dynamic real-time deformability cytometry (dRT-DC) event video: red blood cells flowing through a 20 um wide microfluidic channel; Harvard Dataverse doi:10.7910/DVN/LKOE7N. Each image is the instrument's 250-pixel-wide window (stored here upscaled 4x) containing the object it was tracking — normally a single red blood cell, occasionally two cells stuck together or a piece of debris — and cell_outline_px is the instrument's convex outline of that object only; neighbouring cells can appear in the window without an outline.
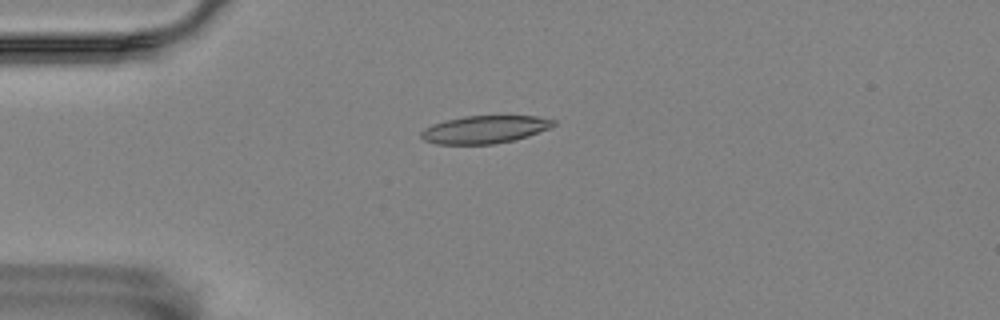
{"species": "Egyptian fruit bat (a non-hibernating species)", "species_latin": "Rousettus aegyptiacus", "temperature_condition": "room temperature", "stored_images_in_passage": 5, "camera_frame_rate_fps": 3000, "um_per_image_px": 0.085, "animal": {"sex": "female"}, "frame": {"image": 1, "passage_image": 1, "time_ms": 0.0, "image_size_px": [1000, 320], "cell_outline_px": [[556, 124], [552, 128], [528, 136], [496, 144], [436, 144], [424, 140], [420, 136], [420, 132], [424, 128], [432, 124], [464, 116], [536, 116], [556, 120]], "centroid_in_image_um": [41.22, 11.01], "position_along_channel_um": 43.8, "area_um2": 21.44}}
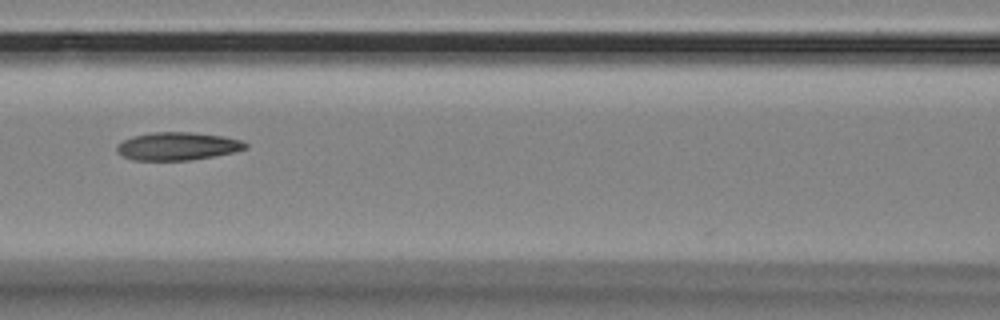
{"frame": {"image": 2, "passage_image": 4, "time_ms": 1.0, "image_size_px": [1000, 320], "cell_outline_px": [[248, 148], [232, 152], [192, 160], [132, 160], [116, 152], [116, 148], [124, 140], [132, 136], [152, 132], [192, 132], [224, 136], [244, 140], [248, 144]], "centroid_in_image_um": [15.12, 12.42], "position_along_channel_um": 151.5, "area_um2": 20.98}}
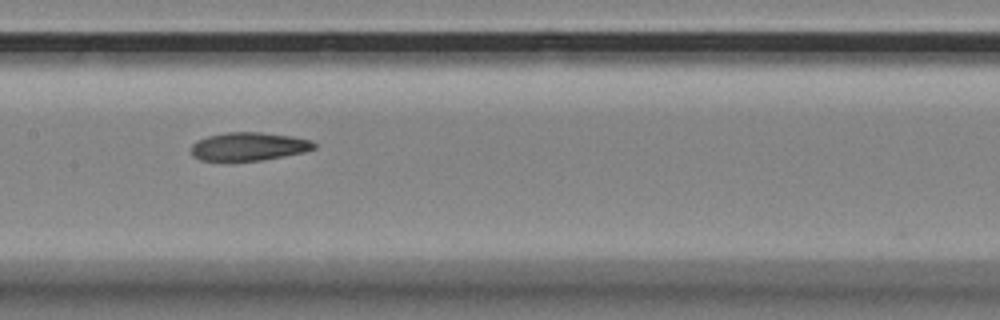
{"frame": {"image": 3, "passage_image": 5, "time_ms": 1.333, "image_size_px": [1000, 320], "cell_outline_px": [[316, 148], [304, 152], [260, 160], [200, 160], [192, 156], [192, 144], [196, 140], [208, 136], [224, 132], [260, 132], [292, 136], [312, 140], [316, 144]], "centroid_in_image_um": [21.15, 12.43], "position_along_channel_um": 186.3, "area_um2": 20.17}}